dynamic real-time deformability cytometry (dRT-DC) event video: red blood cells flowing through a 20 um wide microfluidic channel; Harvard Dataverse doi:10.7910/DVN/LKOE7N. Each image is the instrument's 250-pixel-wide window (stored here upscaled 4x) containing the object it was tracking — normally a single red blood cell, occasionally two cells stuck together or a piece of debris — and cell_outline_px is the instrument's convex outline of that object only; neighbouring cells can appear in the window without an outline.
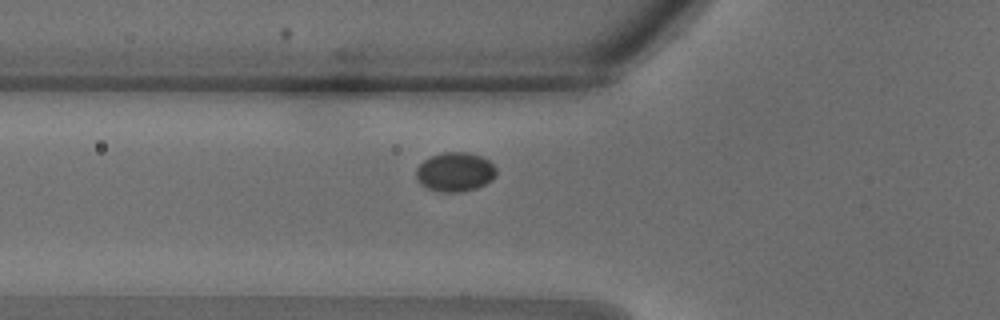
{"species": "common noctule bat (a hibernating species)", "species_latin": "Nyctalus noctula", "temperature_condition": "warm", "stored_images_in_passage": 22, "camera_frame_rate_fps": 3000, "um_per_image_px": 0.085, "animal": {"sex": "male", "body_mass_g": 18.8}, "frame": {"image": 1, "passage_image": 2, "time_ms": 0.333, "image_size_px": [1000, 320], "cell_outline_px": [[496, 176], [492, 180], [476, 188], [460, 192], [440, 192], [428, 188], [420, 184], [416, 180], [416, 168], [424, 160], [432, 156], [444, 152], [464, 152], [480, 156], [488, 160], [496, 168]], "centroid_in_image_um": [38.67, 14.62], "position_along_channel_um": 87.1, "area_um2": 18.26}}
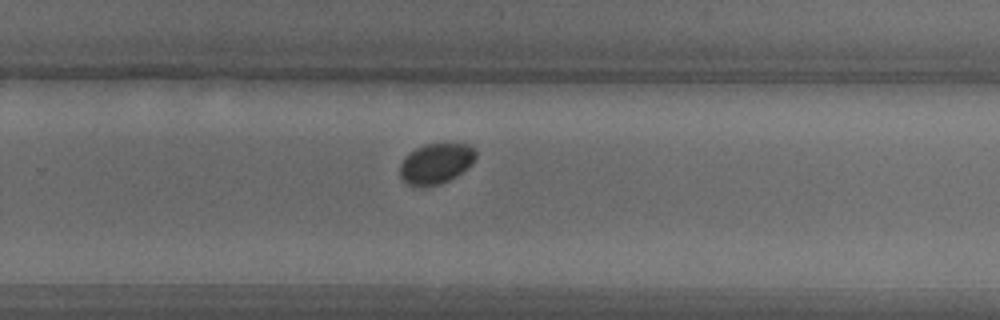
{"frame": {"image": 2, "passage_image": 12, "time_ms": 3.667, "image_size_px": [1000, 320], "cell_outline_px": [[476, 156], [472, 164], [456, 176], [440, 184], [408, 184], [400, 176], [400, 164], [404, 156], [408, 152], [424, 144], [468, 144], [476, 152]], "centroid_in_image_um": [37.05, 13.86], "position_along_channel_um": 292.8, "area_um2": 17.51}}
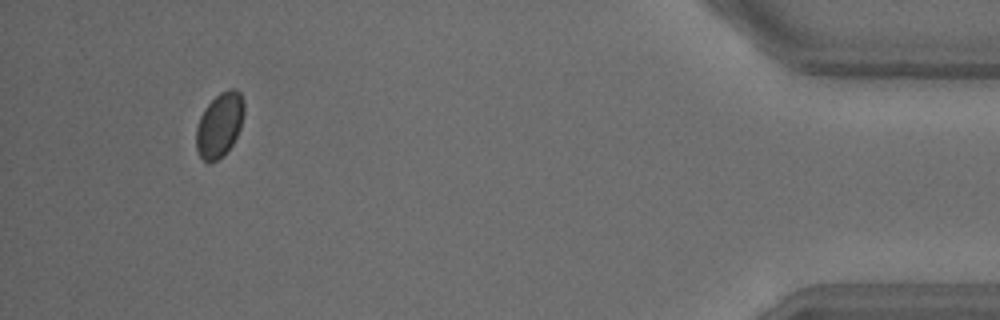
{"frame": {"image": 3, "passage_image": 21, "time_ms": 6.667, "image_size_px": [1000, 320], "cell_outline_px": [[244, 112], [240, 128], [232, 144], [224, 156], [208, 164], [200, 156], [196, 148], [196, 128], [200, 116], [204, 108], [220, 92], [228, 88], [236, 88], [240, 92], [244, 100]], "centroid_in_image_um": [18.66, 10.6], "position_along_channel_um": 416.5, "area_um2": 18.15}}